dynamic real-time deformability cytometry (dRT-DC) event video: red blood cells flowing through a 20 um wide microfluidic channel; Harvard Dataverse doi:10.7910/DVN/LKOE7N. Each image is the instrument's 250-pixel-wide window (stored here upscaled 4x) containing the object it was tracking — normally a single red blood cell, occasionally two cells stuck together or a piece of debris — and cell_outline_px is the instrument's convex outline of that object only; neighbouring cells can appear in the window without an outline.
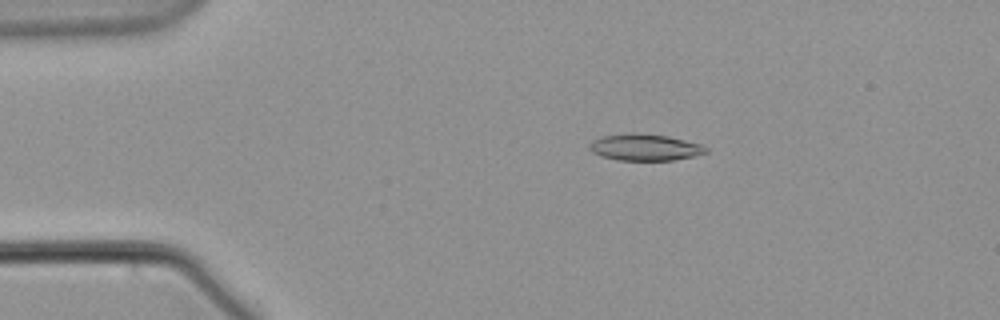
{"species": "common noctule bat (a hibernating species)", "species_latin": "Nyctalus noctula", "temperature_condition": "warm", "stored_images_in_passage": 57, "camera_frame_rate_fps": 3000, "um_per_image_px": 0.085, "animal": {"sex": "male", "body_mass_g": 21.5, "forearm_length_mm": 52.0}, "frame": {"image": 1, "passage_image": 11, "time_ms": 3.333, "image_size_px": [1000, 320], "cell_outline_px": [[708, 152], [696, 156], [672, 160], [616, 160], [600, 156], [592, 152], [588, 148], [588, 144], [592, 140], [600, 136], [628, 132], [640, 132], [668, 136], [700, 144], [708, 148]], "centroid_in_image_um": [54.77, 12.51], "position_along_channel_um": 30.2, "area_um2": 18.44}}
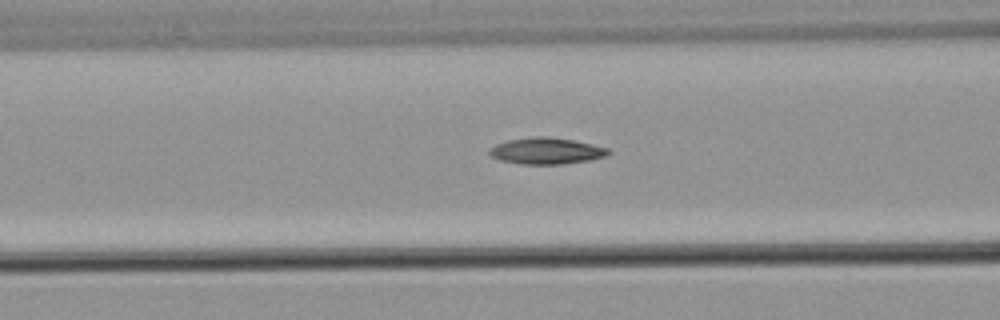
{"frame": {"image": 2, "passage_image": 23, "time_ms": 7.333, "image_size_px": [1000, 320], "cell_outline_px": [[612, 152], [604, 156], [592, 160], [564, 164], [520, 164], [500, 160], [492, 156], [488, 152], [488, 148], [496, 144], [508, 140], [532, 136], [544, 136], [572, 140], [592, 144], [608, 148]], "centroid_in_image_um": [46.43, 12.83], "position_along_channel_um": 120.2, "area_um2": 18.38}}
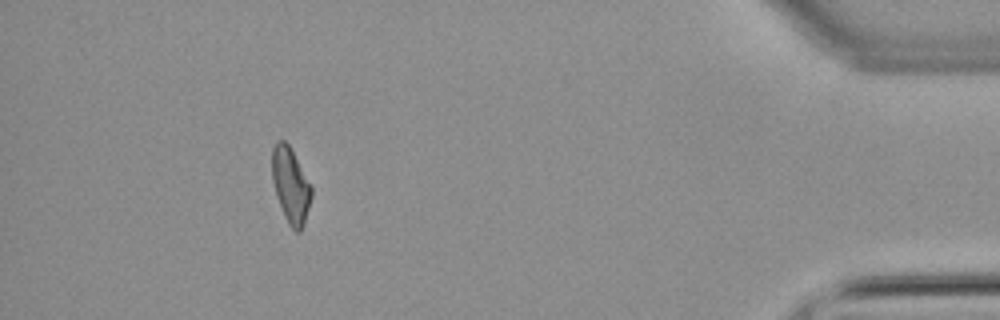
{"frame": {"image": 3, "passage_image": 52, "time_ms": 17.0, "image_size_px": [1000, 320], "cell_outline_px": [[312, 196], [304, 224], [300, 232], [296, 232], [288, 224], [284, 216], [276, 196], [272, 180], [272, 148], [276, 140], [284, 140], [288, 144], [312, 188]], "centroid_in_image_um": [24.69, 15.77], "position_along_channel_um": 410.5, "area_um2": 17.17}}